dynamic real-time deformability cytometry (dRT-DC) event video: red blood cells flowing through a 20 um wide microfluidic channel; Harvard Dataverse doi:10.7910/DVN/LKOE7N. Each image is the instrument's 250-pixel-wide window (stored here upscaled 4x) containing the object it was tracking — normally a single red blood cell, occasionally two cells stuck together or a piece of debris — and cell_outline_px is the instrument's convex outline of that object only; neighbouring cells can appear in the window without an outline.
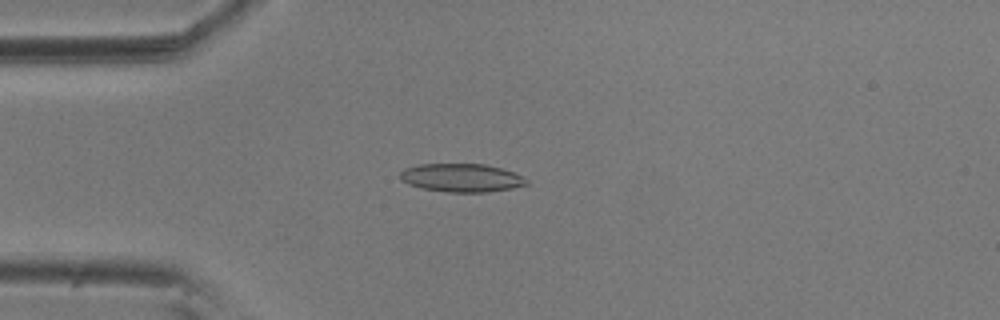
{"species": "common noctule bat (a hibernating species)", "species_latin": "Nyctalus noctula", "temperature_condition": "room temperature", "stored_images_in_passage": 42, "camera_frame_rate_fps": 3000, "um_per_image_px": 0.085, "animal": {"sex": "male", "body_mass_g": 20.5, "forearm_length_mm": 52.5}, "frame": {"image": 1, "passage_image": 1, "time_ms": 0.0, "image_size_px": [1000, 320], "cell_outline_px": [[528, 184], [512, 188], [488, 192], [448, 192], [424, 188], [408, 184], [400, 180], [400, 172], [404, 168], [420, 164], [484, 164], [500, 168], [512, 172], [528, 180]], "centroid_in_image_um": [39.2, 15.11], "position_along_channel_um": 45.8, "area_um2": 20.69}}
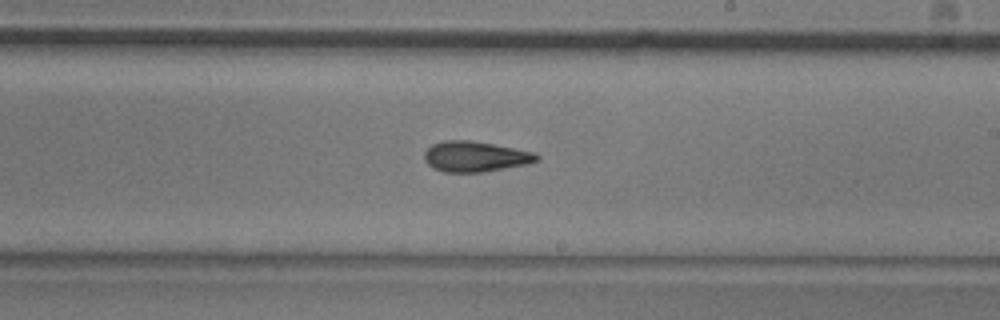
{"frame": {"image": 2, "passage_image": 19, "time_ms": 6.0, "image_size_px": [1000, 320], "cell_outline_px": [[540, 160], [528, 164], [480, 172], [444, 172], [432, 168], [424, 160], [424, 152], [432, 144], [444, 140], [472, 140], [532, 152], [540, 156]], "centroid_in_image_um": [40.36, 13.3], "position_along_channel_um": 248.6, "area_um2": 19.88}}
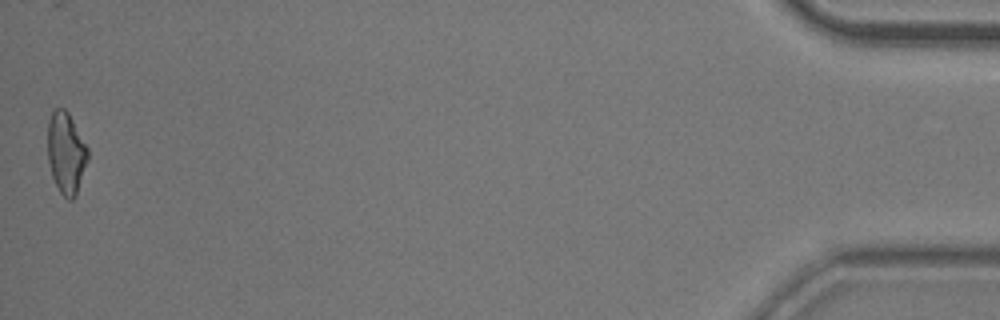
{"frame": {"image": 3, "passage_image": 42, "time_ms": 13.667, "image_size_px": [1000, 320], "cell_outline_px": [[88, 160], [76, 196], [72, 200], [68, 200], [60, 192], [52, 176], [48, 160], [48, 120], [52, 112], [56, 108], [64, 108], [68, 112], [88, 148]], "centroid_in_image_um": [5.62, 13.01], "position_along_channel_um": 429.6, "area_um2": 19.02}, "authors_computed_cell_mechanics": {"area_um2": 19.5653, "velocity_mm_per_s": 3.6207, "shape_relaxation_time_tau1_ms": null, "shape_relaxation_time_tau2_ms": 1.9977, "deformation_change_tau1": null, "deformation_change_tau2": 0.0967}}